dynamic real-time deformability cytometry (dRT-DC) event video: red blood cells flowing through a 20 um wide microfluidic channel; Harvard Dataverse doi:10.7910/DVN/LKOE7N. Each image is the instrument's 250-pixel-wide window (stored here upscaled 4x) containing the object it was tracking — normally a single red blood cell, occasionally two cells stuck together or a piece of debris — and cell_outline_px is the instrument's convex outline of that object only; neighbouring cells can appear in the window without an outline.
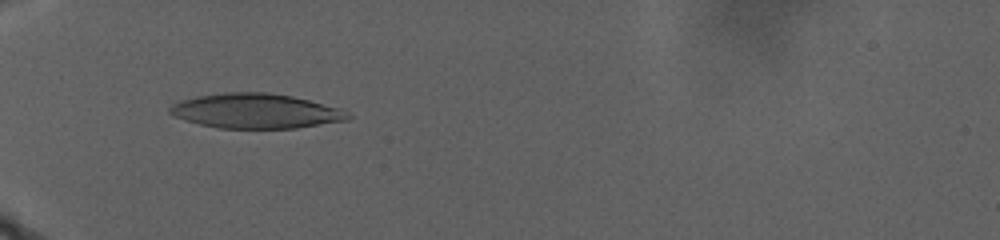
{"species": "human", "species_latin": "Homo sapiens", "temperature_condition": "warm", "stored_images_in_passage": 67, "camera_frame_rate_fps": 3000, "um_per_image_px": 0.085, "donor": {"sex": "male"}, "frame": {"image": 1, "passage_image": 34, "time_ms": 12.667, "image_size_px": [1000, 240], "cell_outline_px": [[352, 116], [348, 120], [296, 128], [216, 128], [184, 120], [168, 112], [168, 108], [172, 104], [180, 100], [196, 96], [224, 92], [268, 92], [292, 96], [340, 108], [348, 112]], "centroid_in_image_um": [21.72, 9.43], "position_along_channel_um": 63.3, "area_um2": 36.18}}
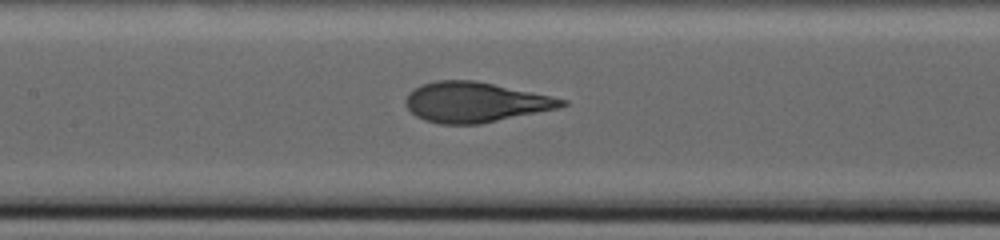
{"frame": {"image": 2, "passage_image": 47, "time_ms": 18.0, "image_size_px": [1000, 240], "cell_outline_px": [[568, 104], [560, 108], [480, 124], [440, 124], [424, 120], [416, 116], [404, 104], [404, 100], [408, 92], [420, 84], [436, 80], [476, 80], [552, 96], [568, 100]], "centroid_in_image_um": [40.38, 8.68], "position_along_channel_um": 167.0, "area_um2": 36.82}}
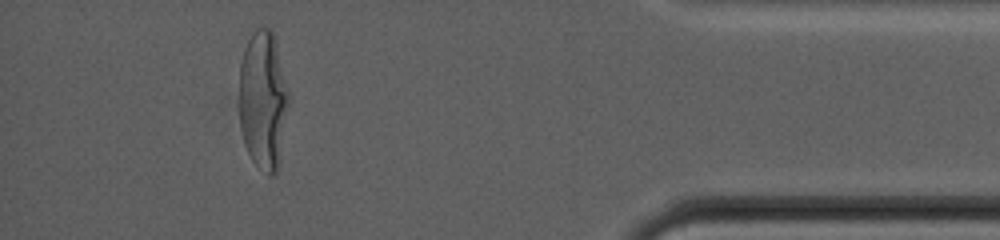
{"frame": {"image": 3, "passage_image": 63, "time_ms": 30.667, "image_size_px": [1000, 240], "cell_outline_px": [[288, 108], [280, 160], [276, 172], [272, 176], [268, 176], [252, 160], [244, 144], [240, 128], [240, 64], [248, 40], [252, 32], [256, 28], [272, 28], [288, 92]], "centroid_in_image_um": [22.36, 8.55], "position_along_channel_um": 412.8, "area_um2": 39.71}, "authors_computed_cell_mechanics": {"area_um2": 37.57, "velocity_mm_per_s": 2.2327, "shape_relaxation_time_tau1_ms": 11.0338, "shape_relaxation_time_tau2_ms": null, "deformation_change_tau1": 0.3183, "deformation_change_tau2": null}}